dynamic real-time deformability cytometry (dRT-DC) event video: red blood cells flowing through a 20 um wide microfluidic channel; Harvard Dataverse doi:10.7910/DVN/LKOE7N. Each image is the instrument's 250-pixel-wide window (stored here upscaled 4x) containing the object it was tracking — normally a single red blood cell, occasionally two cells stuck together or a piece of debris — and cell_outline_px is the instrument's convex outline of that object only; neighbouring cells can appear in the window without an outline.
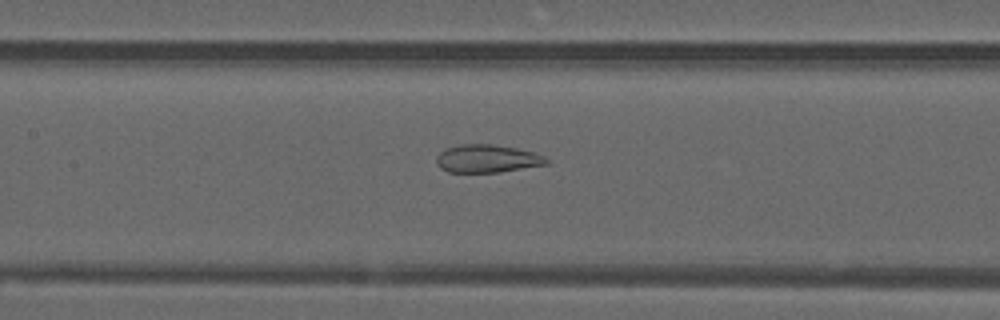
{"species": "common noctule bat (a hibernating species)", "species_latin": "Nyctalus noctula", "temperature_condition": "warm", "stored_images_in_passage": 38, "camera_frame_rate_fps": 3000, "um_per_image_px": 0.085, "animal": {"sex": "male", "forearm_length_mm": 52.5}, "frame": {"image": 1, "passage_image": 17, "time_ms": 5.333, "image_size_px": [1000, 320], "cell_outline_px": [[548, 164], [500, 172], [448, 172], [440, 168], [436, 164], [436, 156], [444, 148], [460, 144], [492, 144], [516, 148], [532, 152], [544, 156], [548, 160]], "centroid_in_image_um": [41.36, 13.48], "position_along_channel_um": 166.0, "area_um2": 17.98}}
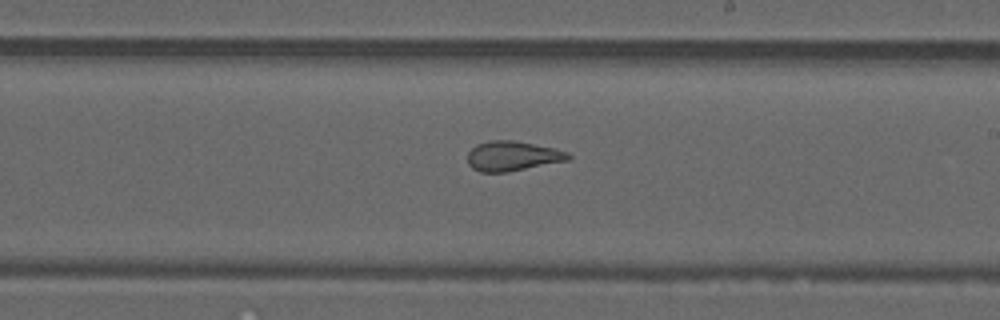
{"frame": {"image": 2, "passage_image": 23, "time_ms": 7.333, "image_size_px": [1000, 320], "cell_outline_px": [[572, 156], [568, 160], [508, 172], [480, 172], [472, 168], [468, 164], [468, 152], [476, 144], [488, 140], [512, 140], [552, 148], [568, 152]], "centroid_in_image_um": [43.52, 13.26], "position_along_channel_um": 245.5, "area_um2": 17.4}}
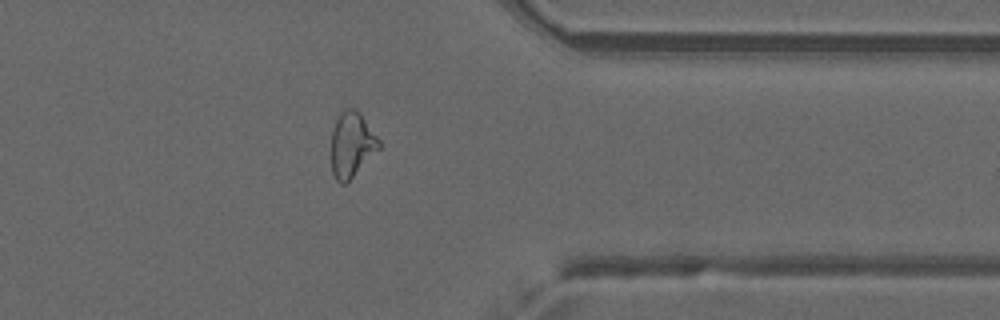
{"frame": {"image": 3, "passage_image": 34, "time_ms": 11.0, "image_size_px": [1000, 320], "cell_outline_px": [[380, 148], [344, 184], [340, 184], [336, 180], [332, 172], [332, 128], [340, 112], [344, 108], [356, 108], [360, 112], [380, 140]], "centroid_in_image_um": [29.89, 12.24], "position_along_channel_um": 381.5, "area_um2": 17.98}, "authors_computed_cell_mechanics": {"area_um2": 18.2648, "velocity_mm_per_s": 3.9892, "shape_relaxation_time_tau1_ms": null, "shape_relaxation_time_tau2_ms": 1.9053, "deformation_change_tau1": null, "deformation_change_tau2": 0.0961}}